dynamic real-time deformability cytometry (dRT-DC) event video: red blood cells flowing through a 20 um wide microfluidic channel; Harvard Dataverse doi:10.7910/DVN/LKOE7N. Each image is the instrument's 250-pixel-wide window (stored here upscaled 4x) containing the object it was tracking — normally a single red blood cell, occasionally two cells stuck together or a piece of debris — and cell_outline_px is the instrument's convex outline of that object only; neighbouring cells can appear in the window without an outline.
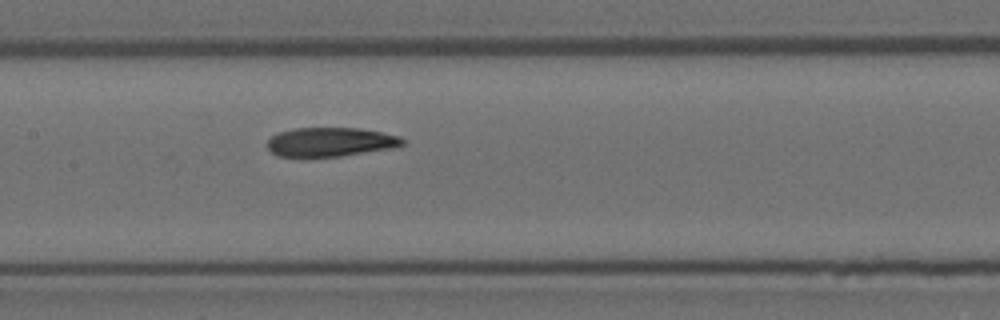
{"species": "Egyptian fruit bat (a non-hibernating species)", "species_latin": "Rousettus aegyptiacus", "temperature_condition": "room temperature", "stored_images_in_passage": 8, "camera_frame_rate_fps": 3000, "um_per_image_px": 0.085, "animal": {"sex": "female"}, "frame": {"image": 1, "passage_image": 8, "time_ms": 2.333, "image_size_px": [1000, 320], "cell_outline_px": [[404, 144], [392, 148], [340, 156], [276, 156], [268, 148], [268, 140], [272, 136], [280, 132], [296, 128], [360, 128], [400, 136], [404, 140]], "centroid_in_image_um": [28.1, 12.06], "position_along_channel_um": 179.3, "area_um2": 22.6}}